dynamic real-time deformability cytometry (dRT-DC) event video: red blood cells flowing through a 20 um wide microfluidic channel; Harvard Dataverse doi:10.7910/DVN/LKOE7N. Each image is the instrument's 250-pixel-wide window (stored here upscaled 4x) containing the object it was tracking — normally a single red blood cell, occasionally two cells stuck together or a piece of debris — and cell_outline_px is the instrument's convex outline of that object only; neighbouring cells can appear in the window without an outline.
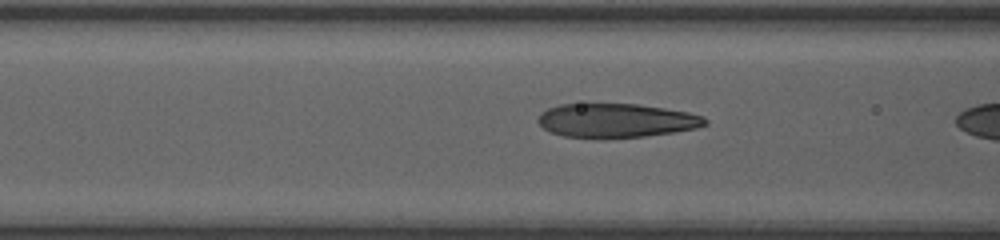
{"species": "human", "species_latin": "Homo sapiens", "temperature_condition": "room temperature", "stored_images_in_passage": 6, "camera_frame_rate_fps": 3000, "um_per_image_px": 0.085, "donor": {"sex": "female"}, "frame": {"image": 1, "passage_image": 5, "time_ms": 1.333, "image_size_px": [1000, 240], "cell_outline_px": [[708, 124], [696, 128], [672, 132], [644, 136], [564, 136], [548, 132], [536, 120], [540, 112], [548, 108], [560, 104], [636, 104], [664, 108], [688, 112], [704, 116], [708, 120]], "centroid_in_image_um": [52.38, 10.21], "position_along_channel_um": 114.2, "area_um2": 32.48}}